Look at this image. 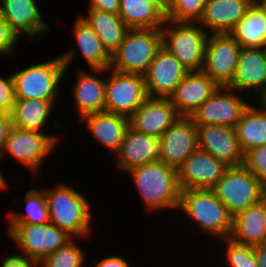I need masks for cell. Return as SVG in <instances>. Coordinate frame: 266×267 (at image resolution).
<instances>
[{"label": "cell", "mask_w": 266, "mask_h": 267, "mask_svg": "<svg viewBox=\"0 0 266 267\" xmlns=\"http://www.w3.org/2000/svg\"><path fill=\"white\" fill-rule=\"evenodd\" d=\"M230 166L197 148L178 169L181 190L212 189Z\"/></svg>", "instance_id": "2e32d148"}, {"label": "cell", "mask_w": 266, "mask_h": 267, "mask_svg": "<svg viewBox=\"0 0 266 267\" xmlns=\"http://www.w3.org/2000/svg\"><path fill=\"white\" fill-rule=\"evenodd\" d=\"M196 129L198 148L226 162L229 166L244 164L245 154L240 147L234 127L202 124L196 125Z\"/></svg>", "instance_id": "e0dca14e"}, {"label": "cell", "mask_w": 266, "mask_h": 267, "mask_svg": "<svg viewBox=\"0 0 266 267\" xmlns=\"http://www.w3.org/2000/svg\"><path fill=\"white\" fill-rule=\"evenodd\" d=\"M91 71V72H89ZM72 85L73 108L79 120L88 114L105 111L106 69H77ZM105 76V78L101 76Z\"/></svg>", "instance_id": "7402d4cb"}, {"label": "cell", "mask_w": 266, "mask_h": 267, "mask_svg": "<svg viewBox=\"0 0 266 267\" xmlns=\"http://www.w3.org/2000/svg\"><path fill=\"white\" fill-rule=\"evenodd\" d=\"M61 136L53 133L22 130L13 127L0 153V160L7 156L13 157L20 165L31 171L33 175L42 172V166L61 144ZM4 156V157H3ZM47 159V160H46Z\"/></svg>", "instance_id": "52a82bcc"}, {"label": "cell", "mask_w": 266, "mask_h": 267, "mask_svg": "<svg viewBox=\"0 0 266 267\" xmlns=\"http://www.w3.org/2000/svg\"><path fill=\"white\" fill-rule=\"evenodd\" d=\"M148 98L144 76L106 69L105 111L130 117Z\"/></svg>", "instance_id": "30bf717a"}, {"label": "cell", "mask_w": 266, "mask_h": 267, "mask_svg": "<svg viewBox=\"0 0 266 267\" xmlns=\"http://www.w3.org/2000/svg\"><path fill=\"white\" fill-rule=\"evenodd\" d=\"M208 35L198 22L166 19L161 27L162 47L189 72L202 71Z\"/></svg>", "instance_id": "5b68a950"}, {"label": "cell", "mask_w": 266, "mask_h": 267, "mask_svg": "<svg viewBox=\"0 0 266 267\" xmlns=\"http://www.w3.org/2000/svg\"><path fill=\"white\" fill-rule=\"evenodd\" d=\"M256 102L248 105L235 126L244 154L255 147L266 145V101Z\"/></svg>", "instance_id": "f1b7e54d"}, {"label": "cell", "mask_w": 266, "mask_h": 267, "mask_svg": "<svg viewBox=\"0 0 266 267\" xmlns=\"http://www.w3.org/2000/svg\"><path fill=\"white\" fill-rule=\"evenodd\" d=\"M65 65L60 56L26 66L11 73L15 99L57 101L64 82ZM63 80V81H62Z\"/></svg>", "instance_id": "277c9868"}, {"label": "cell", "mask_w": 266, "mask_h": 267, "mask_svg": "<svg viewBox=\"0 0 266 267\" xmlns=\"http://www.w3.org/2000/svg\"><path fill=\"white\" fill-rule=\"evenodd\" d=\"M13 123L9 114L0 113V153L2 152L5 141L7 140Z\"/></svg>", "instance_id": "b9f144b4"}, {"label": "cell", "mask_w": 266, "mask_h": 267, "mask_svg": "<svg viewBox=\"0 0 266 267\" xmlns=\"http://www.w3.org/2000/svg\"><path fill=\"white\" fill-rule=\"evenodd\" d=\"M241 48L228 33L209 34L202 71L220 86H227L234 78Z\"/></svg>", "instance_id": "7c38bea8"}, {"label": "cell", "mask_w": 266, "mask_h": 267, "mask_svg": "<svg viewBox=\"0 0 266 267\" xmlns=\"http://www.w3.org/2000/svg\"><path fill=\"white\" fill-rule=\"evenodd\" d=\"M161 47V29H128L123 42L111 55L110 68L143 75Z\"/></svg>", "instance_id": "8992f818"}, {"label": "cell", "mask_w": 266, "mask_h": 267, "mask_svg": "<svg viewBox=\"0 0 266 267\" xmlns=\"http://www.w3.org/2000/svg\"><path fill=\"white\" fill-rule=\"evenodd\" d=\"M79 17L84 20L98 35L104 48L112 55L123 42L129 29L119 15L99 11L93 8L85 10Z\"/></svg>", "instance_id": "f546056e"}, {"label": "cell", "mask_w": 266, "mask_h": 267, "mask_svg": "<svg viewBox=\"0 0 266 267\" xmlns=\"http://www.w3.org/2000/svg\"><path fill=\"white\" fill-rule=\"evenodd\" d=\"M126 174L137 188L146 212L178 211L181 197L178 170L158 160L135 167Z\"/></svg>", "instance_id": "7a4b0ae2"}, {"label": "cell", "mask_w": 266, "mask_h": 267, "mask_svg": "<svg viewBox=\"0 0 266 267\" xmlns=\"http://www.w3.org/2000/svg\"><path fill=\"white\" fill-rule=\"evenodd\" d=\"M100 260H98L97 262L93 261V265L94 267H131V264L128 260L124 259V257H122L121 255H110V256H106L104 258L101 257L99 258Z\"/></svg>", "instance_id": "60d3db41"}, {"label": "cell", "mask_w": 266, "mask_h": 267, "mask_svg": "<svg viewBox=\"0 0 266 267\" xmlns=\"http://www.w3.org/2000/svg\"><path fill=\"white\" fill-rule=\"evenodd\" d=\"M258 267H266V241L253 246Z\"/></svg>", "instance_id": "7bdbcfd3"}, {"label": "cell", "mask_w": 266, "mask_h": 267, "mask_svg": "<svg viewBox=\"0 0 266 267\" xmlns=\"http://www.w3.org/2000/svg\"><path fill=\"white\" fill-rule=\"evenodd\" d=\"M215 241L221 242L224 244L223 247L225 261L227 267H258L257 261L254 256L253 246L239 244L231 240L230 238L220 239ZM225 247V248H224Z\"/></svg>", "instance_id": "e575fe53"}, {"label": "cell", "mask_w": 266, "mask_h": 267, "mask_svg": "<svg viewBox=\"0 0 266 267\" xmlns=\"http://www.w3.org/2000/svg\"><path fill=\"white\" fill-rule=\"evenodd\" d=\"M207 0H166L164 12L167 19L178 22H199Z\"/></svg>", "instance_id": "836d02e7"}, {"label": "cell", "mask_w": 266, "mask_h": 267, "mask_svg": "<svg viewBox=\"0 0 266 267\" xmlns=\"http://www.w3.org/2000/svg\"><path fill=\"white\" fill-rule=\"evenodd\" d=\"M229 238L249 246L266 241V196L233 217V229Z\"/></svg>", "instance_id": "484cf974"}, {"label": "cell", "mask_w": 266, "mask_h": 267, "mask_svg": "<svg viewBox=\"0 0 266 267\" xmlns=\"http://www.w3.org/2000/svg\"><path fill=\"white\" fill-rule=\"evenodd\" d=\"M20 41L19 36L12 30L10 25L3 19L0 13V55L8 58L15 56V48Z\"/></svg>", "instance_id": "8d00e7d4"}, {"label": "cell", "mask_w": 266, "mask_h": 267, "mask_svg": "<svg viewBox=\"0 0 266 267\" xmlns=\"http://www.w3.org/2000/svg\"><path fill=\"white\" fill-rule=\"evenodd\" d=\"M234 217L266 196V188L244 166H230L212 188Z\"/></svg>", "instance_id": "ba28073f"}, {"label": "cell", "mask_w": 266, "mask_h": 267, "mask_svg": "<svg viewBox=\"0 0 266 267\" xmlns=\"http://www.w3.org/2000/svg\"><path fill=\"white\" fill-rule=\"evenodd\" d=\"M159 139V161L176 170L198 148L196 125L190 117H180Z\"/></svg>", "instance_id": "ac0fdd59"}, {"label": "cell", "mask_w": 266, "mask_h": 267, "mask_svg": "<svg viewBox=\"0 0 266 267\" xmlns=\"http://www.w3.org/2000/svg\"><path fill=\"white\" fill-rule=\"evenodd\" d=\"M38 0H0V13L12 30L29 42L52 32L38 8ZM51 30V31H50Z\"/></svg>", "instance_id": "5bb4252c"}, {"label": "cell", "mask_w": 266, "mask_h": 267, "mask_svg": "<svg viewBox=\"0 0 266 267\" xmlns=\"http://www.w3.org/2000/svg\"><path fill=\"white\" fill-rule=\"evenodd\" d=\"M179 118L169 98L148 97L129 117V126L135 131L159 138Z\"/></svg>", "instance_id": "603a6c76"}, {"label": "cell", "mask_w": 266, "mask_h": 267, "mask_svg": "<svg viewBox=\"0 0 266 267\" xmlns=\"http://www.w3.org/2000/svg\"><path fill=\"white\" fill-rule=\"evenodd\" d=\"M77 239V240H76ZM82 238H73L64 246L58 248L53 254L46 256L41 262L40 267H86L85 249L78 243Z\"/></svg>", "instance_id": "d6a6232c"}, {"label": "cell", "mask_w": 266, "mask_h": 267, "mask_svg": "<svg viewBox=\"0 0 266 267\" xmlns=\"http://www.w3.org/2000/svg\"><path fill=\"white\" fill-rule=\"evenodd\" d=\"M72 34L75 47L60 54L65 65V72L70 71V65L74 64L78 57L83 56L88 69H108L111 64V55L104 48L103 43L96 32L79 16L73 21ZM81 53L79 56V53Z\"/></svg>", "instance_id": "9a60e30c"}, {"label": "cell", "mask_w": 266, "mask_h": 267, "mask_svg": "<svg viewBox=\"0 0 266 267\" xmlns=\"http://www.w3.org/2000/svg\"><path fill=\"white\" fill-rule=\"evenodd\" d=\"M56 102L43 99H15L10 113L13 127L50 133L46 130L47 123L51 124V119L55 111ZM50 121V122H49Z\"/></svg>", "instance_id": "4316f807"}, {"label": "cell", "mask_w": 266, "mask_h": 267, "mask_svg": "<svg viewBox=\"0 0 266 267\" xmlns=\"http://www.w3.org/2000/svg\"><path fill=\"white\" fill-rule=\"evenodd\" d=\"M80 121L85 124L84 127L93 140L99 142L97 145L109 149L113 155L119 151L129 127L128 117L106 111L85 115Z\"/></svg>", "instance_id": "cb8c5ba5"}, {"label": "cell", "mask_w": 266, "mask_h": 267, "mask_svg": "<svg viewBox=\"0 0 266 267\" xmlns=\"http://www.w3.org/2000/svg\"><path fill=\"white\" fill-rule=\"evenodd\" d=\"M87 7L119 15V0H89Z\"/></svg>", "instance_id": "ab89813d"}, {"label": "cell", "mask_w": 266, "mask_h": 267, "mask_svg": "<svg viewBox=\"0 0 266 267\" xmlns=\"http://www.w3.org/2000/svg\"><path fill=\"white\" fill-rule=\"evenodd\" d=\"M239 93L227 86H220L190 118L195 125L211 124L235 128L244 110L251 103V100H246L247 95Z\"/></svg>", "instance_id": "8fae6325"}, {"label": "cell", "mask_w": 266, "mask_h": 267, "mask_svg": "<svg viewBox=\"0 0 266 267\" xmlns=\"http://www.w3.org/2000/svg\"><path fill=\"white\" fill-rule=\"evenodd\" d=\"M15 102L14 83L12 75H0V113L9 114Z\"/></svg>", "instance_id": "74e56055"}, {"label": "cell", "mask_w": 266, "mask_h": 267, "mask_svg": "<svg viewBox=\"0 0 266 267\" xmlns=\"http://www.w3.org/2000/svg\"><path fill=\"white\" fill-rule=\"evenodd\" d=\"M119 16L129 29H161L167 19L160 0H119Z\"/></svg>", "instance_id": "83f0119b"}, {"label": "cell", "mask_w": 266, "mask_h": 267, "mask_svg": "<svg viewBox=\"0 0 266 267\" xmlns=\"http://www.w3.org/2000/svg\"><path fill=\"white\" fill-rule=\"evenodd\" d=\"M1 163V162H0ZM6 176H4L3 172L0 170V190H11L10 189V185H9V181H7V179L5 178Z\"/></svg>", "instance_id": "ee69618b"}, {"label": "cell", "mask_w": 266, "mask_h": 267, "mask_svg": "<svg viewBox=\"0 0 266 267\" xmlns=\"http://www.w3.org/2000/svg\"><path fill=\"white\" fill-rule=\"evenodd\" d=\"M160 149L158 137L140 133L129 126L119 151L113 156V166L118 172L126 173L135 167L158 161Z\"/></svg>", "instance_id": "ffe728a7"}, {"label": "cell", "mask_w": 266, "mask_h": 267, "mask_svg": "<svg viewBox=\"0 0 266 267\" xmlns=\"http://www.w3.org/2000/svg\"><path fill=\"white\" fill-rule=\"evenodd\" d=\"M220 85L204 71L188 72L169 97L180 117H191Z\"/></svg>", "instance_id": "44dd1931"}, {"label": "cell", "mask_w": 266, "mask_h": 267, "mask_svg": "<svg viewBox=\"0 0 266 267\" xmlns=\"http://www.w3.org/2000/svg\"><path fill=\"white\" fill-rule=\"evenodd\" d=\"M188 72L174 55L161 47L143 74L148 97L169 98Z\"/></svg>", "instance_id": "d6986e66"}, {"label": "cell", "mask_w": 266, "mask_h": 267, "mask_svg": "<svg viewBox=\"0 0 266 267\" xmlns=\"http://www.w3.org/2000/svg\"><path fill=\"white\" fill-rule=\"evenodd\" d=\"M71 185L58 182L52 188L44 187L50 222L67 231L74 238L88 239L94 234L92 201ZM93 233V234H92Z\"/></svg>", "instance_id": "6da1fadb"}, {"label": "cell", "mask_w": 266, "mask_h": 267, "mask_svg": "<svg viewBox=\"0 0 266 267\" xmlns=\"http://www.w3.org/2000/svg\"><path fill=\"white\" fill-rule=\"evenodd\" d=\"M12 253L11 255L6 253L0 267H37L39 263L31 256L26 255L24 252Z\"/></svg>", "instance_id": "f35d334b"}, {"label": "cell", "mask_w": 266, "mask_h": 267, "mask_svg": "<svg viewBox=\"0 0 266 267\" xmlns=\"http://www.w3.org/2000/svg\"><path fill=\"white\" fill-rule=\"evenodd\" d=\"M266 188V145L255 147L245 154L243 164Z\"/></svg>", "instance_id": "d590c367"}, {"label": "cell", "mask_w": 266, "mask_h": 267, "mask_svg": "<svg viewBox=\"0 0 266 267\" xmlns=\"http://www.w3.org/2000/svg\"><path fill=\"white\" fill-rule=\"evenodd\" d=\"M253 0H207L198 22L209 34L229 33Z\"/></svg>", "instance_id": "d4e9b609"}, {"label": "cell", "mask_w": 266, "mask_h": 267, "mask_svg": "<svg viewBox=\"0 0 266 267\" xmlns=\"http://www.w3.org/2000/svg\"><path fill=\"white\" fill-rule=\"evenodd\" d=\"M253 2L263 11L266 12V0H253Z\"/></svg>", "instance_id": "f6af8a7d"}, {"label": "cell", "mask_w": 266, "mask_h": 267, "mask_svg": "<svg viewBox=\"0 0 266 267\" xmlns=\"http://www.w3.org/2000/svg\"><path fill=\"white\" fill-rule=\"evenodd\" d=\"M30 188L24 195L25 210H10L7 217L8 223L46 224L50 222L46 197L43 188Z\"/></svg>", "instance_id": "1f68e13d"}, {"label": "cell", "mask_w": 266, "mask_h": 267, "mask_svg": "<svg viewBox=\"0 0 266 267\" xmlns=\"http://www.w3.org/2000/svg\"><path fill=\"white\" fill-rule=\"evenodd\" d=\"M227 87L250 99L253 97L248 94L253 92V100L266 101V48H241L234 78Z\"/></svg>", "instance_id": "4fadbf2b"}, {"label": "cell", "mask_w": 266, "mask_h": 267, "mask_svg": "<svg viewBox=\"0 0 266 267\" xmlns=\"http://www.w3.org/2000/svg\"><path fill=\"white\" fill-rule=\"evenodd\" d=\"M6 236L26 255L38 263L74 237L48 222L46 224L8 223Z\"/></svg>", "instance_id": "9c48e42d"}, {"label": "cell", "mask_w": 266, "mask_h": 267, "mask_svg": "<svg viewBox=\"0 0 266 267\" xmlns=\"http://www.w3.org/2000/svg\"><path fill=\"white\" fill-rule=\"evenodd\" d=\"M178 210L183 216L185 214L183 218L189 219L191 225L195 223L202 234L215 236L217 240L231 235L233 216L212 189L181 190Z\"/></svg>", "instance_id": "3957f363"}, {"label": "cell", "mask_w": 266, "mask_h": 267, "mask_svg": "<svg viewBox=\"0 0 266 267\" xmlns=\"http://www.w3.org/2000/svg\"><path fill=\"white\" fill-rule=\"evenodd\" d=\"M228 34L242 48H266V12L253 2Z\"/></svg>", "instance_id": "4dcf8cb0"}]
</instances>
